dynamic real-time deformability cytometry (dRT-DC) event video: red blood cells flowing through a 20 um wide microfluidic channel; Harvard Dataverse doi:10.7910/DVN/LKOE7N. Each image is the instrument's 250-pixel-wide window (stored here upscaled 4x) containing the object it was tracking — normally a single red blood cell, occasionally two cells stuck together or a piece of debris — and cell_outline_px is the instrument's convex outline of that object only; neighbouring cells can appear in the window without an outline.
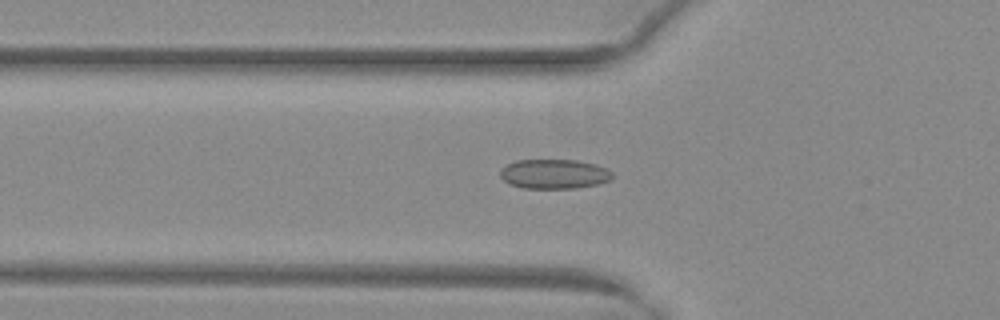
{"species": "common noctule bat (a hibernating species)", "species_latin": "Nyctalus noctula", "temperature_condition": "warm", "stored_images_in_passage": 48, "camera_frame_rate_fps": 3000, "um_per_image_px": 0.085, "animal": {"sex": "female", "body_mass_g": 29.2, "forearm_length_mm": 56.3}, "frame": {"image": 1, "passage_image": 19, "time_ms": 6.0, "image_size_px": [1000, 320], "cell_outline_px": [[612, 176], [608, 180], [596, 184], [576, 188], [524, 188], [508, 184], [500, 176], [500, 168], [516, 160], [576, 160], [596, 164], [608, 168], [612, 172]], "centroid_in_image_um": [47.08, 14.78], "position_along_channel_um": 78.7, "area_um2": 19.31}}
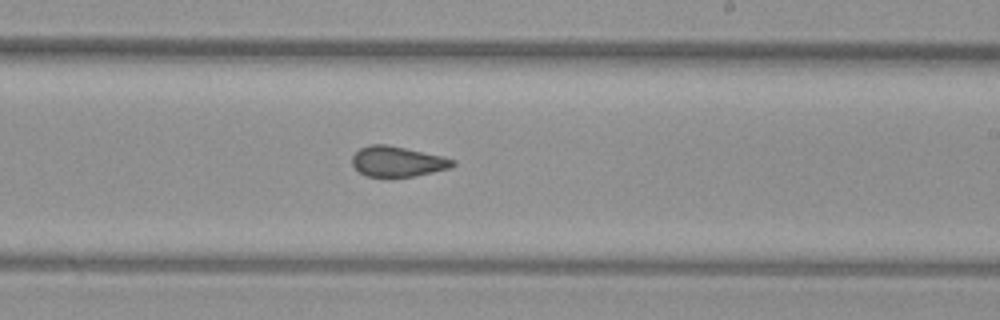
{"frame": {"image": 2, "passage_image": 32, "time_ms": 10.333, "image_size_px": [1000, 320], "cell_outline_px": [[456, 164], [452, 168], [416, 176], [364, 176], [352, 164], [352, 156], [360, 148], [368, 144], [388, 144], [444, 156], [456, 160]], "centroid_in_image_um": [33.83, 13.71], "position_along_channel_um": 255.2, "area_um2": 17.98}}
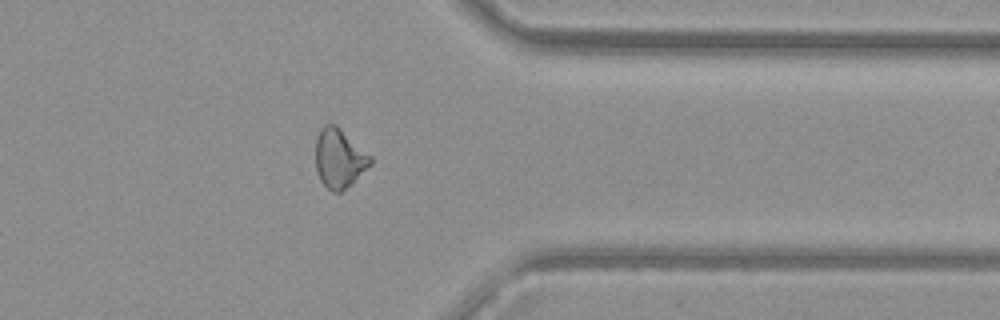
{"frame": {"image": 3, "passage_image": 42, "time_ms": 13.667, "image_size_px": [1000, 320], "cell_outline_px": [[372, 164], [352, 184], [340, 192], [332, 192], [320, 180], [316, 168], [316, 140], [320, 128], [324, 124], [336, 124], [372, 156]], "centroid_in_image_um": [28.85, 13.45], "position_along_channel_um": 382.5, "area_um2": 19.02}}